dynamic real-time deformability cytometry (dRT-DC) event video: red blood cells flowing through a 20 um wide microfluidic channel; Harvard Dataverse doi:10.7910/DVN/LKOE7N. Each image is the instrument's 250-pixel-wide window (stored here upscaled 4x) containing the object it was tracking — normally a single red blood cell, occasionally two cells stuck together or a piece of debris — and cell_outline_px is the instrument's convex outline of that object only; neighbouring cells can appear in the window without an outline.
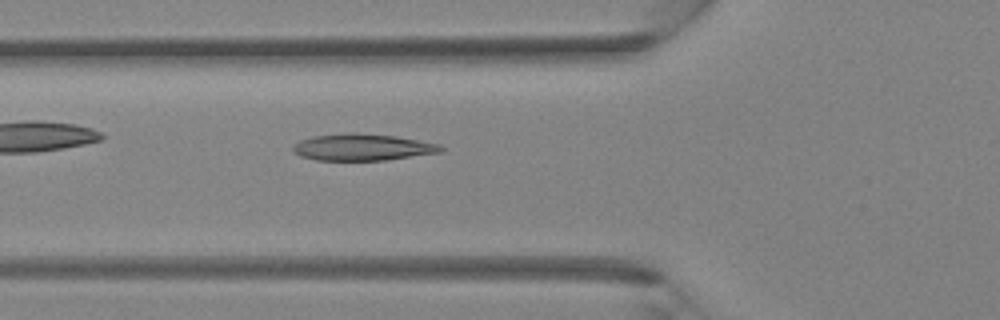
{"species": "Egyptian fruit bat (a non-hibernating species)", "species_latin": "Rousettus aegyptiacus", "temperature_condition": "room temperature", "stored_images_in_passage": 32, "camera_frame_rate_fps": 3000, "um_per_image_px": 0.085, "animal": {"sex": "female"}, "frame": {"image": 1, "passage_image": 6, "time_ms": 1.667, "image_size_px": [1000, 320], "cell_outline_px": [[444, 148], [440, 152], [388, 160], [316, 160], [300, 156], [292, 148], [300, 140], [312, 136], [348, 132], [396, 136], [440, 144]], "centroid_in_image_um": [30.82, 12.51], "position_along_channel_um": 95.0, "area_um2": 22.89}}
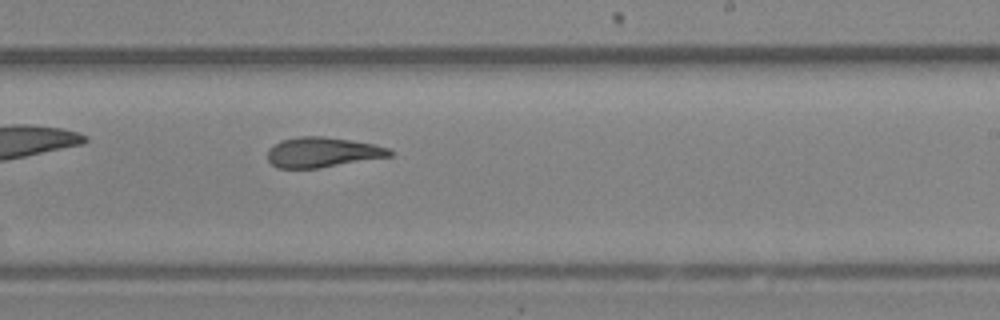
{"frame": {"image": 2, "passage_image": 16, "time_ms": 5.0, "image_size_px": [1000, 320], "cell_outline_px": [[392, 156], [320, 168], [276, 168], [268, 160], [268, 148], [280, 140], [300, 136], [324, 136], [372, 144], [388, 148], [392, 152]], "centroid_in_image_um": [27.37, 12.95], "position_along_channel_um": 261.6, "area_um2": 21.39}}
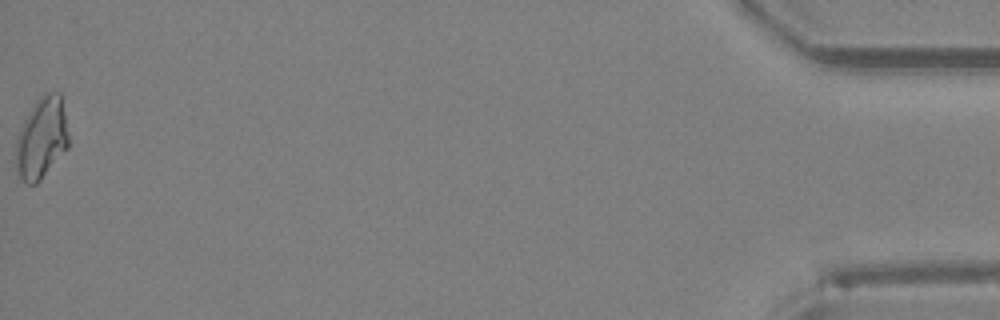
{"frame": {"image": 3, "passage_image": 32, "time_ms": 10.333, "image_size_px": [1000, 320], "cell_outline_px": [[68, 148], [40, 180], [36, 184], [28, 184], [20, 176], [16, 168], [12, 156], [16, 140], [24, 120], [36, 100], [44, 92], [60, 92], [68, 132]], "centroid_in_image_um": [3.51, 11.75], "position_along_channel_um": 431.7, "area_um2": 25.14}}